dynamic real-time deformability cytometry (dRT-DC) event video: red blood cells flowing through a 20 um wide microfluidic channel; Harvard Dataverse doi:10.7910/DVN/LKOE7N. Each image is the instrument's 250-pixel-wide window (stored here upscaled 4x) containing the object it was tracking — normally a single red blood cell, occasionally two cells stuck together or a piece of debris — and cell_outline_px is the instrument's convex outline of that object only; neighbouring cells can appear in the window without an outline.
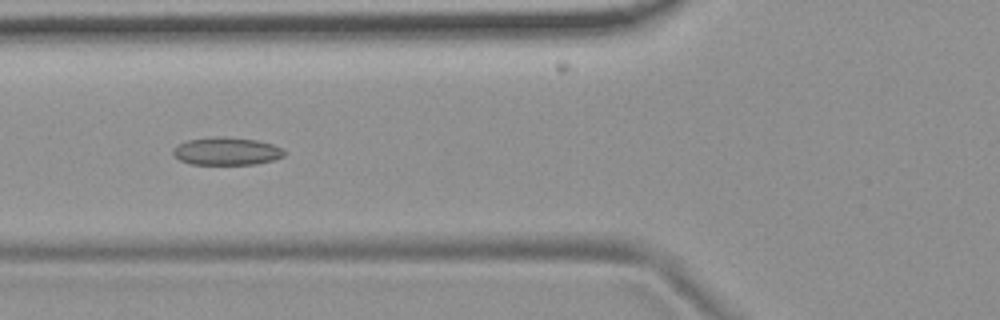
{"species": "common noctule bat (a hibernating species)", "species_latin": "Nyctalus noctula", "temperature_condition": "room temperature", "stored_images_in_passage": 44, "camera_frame_rate_fps": 3000, "um_per_image_px": 0.085, "animal": {"sex": "female", "body_mass_g": 19.9}, "frame": {"image": 1, "passage_image": 10, "time_ms": 3.0, "image_size_px": [1000, 320], "cell_outline_px": [[288, 152], [284, 156], [272, 160], [256, 164], [192, 164], [180, 160], [172, 156], [172, 152], [176, 144], [188, 140], [216, 136], [224, 136], [256, 140], [272, 144], [284, 148]], "centroid_in_image_um": [19.26, 12.84], "position_along_channel_um": 106.5, "area_um2": 18.21}}
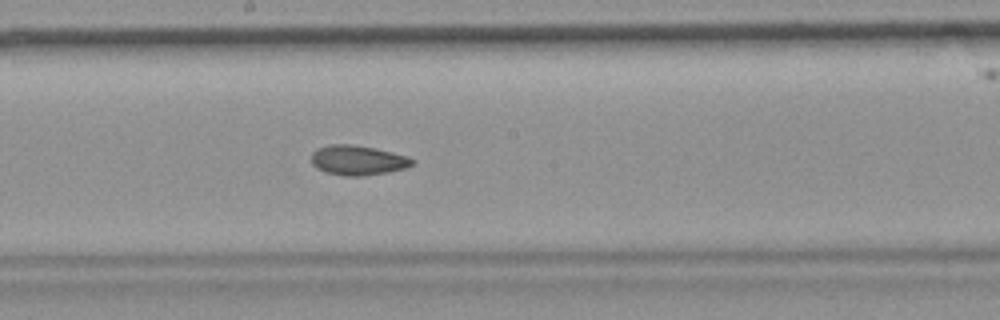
{"frame": {"image": 2, "passage_image": 19, "time_ms": 6.0, "image_size_px": [1000, 320], "cell_outline_px": [[416, 160], [412, 164], [404, 168], [388, 172], [364, 176], [344, 176], [324, 172], [316, 168], [312, 164], [312, 152], [316, 148], [328, 144], [348, 144], [376, 148], [392, 152]], "centroid_in_image_um": [30.36, 13.62], "position_along_channel_um": 217.8, "area_um2": 17.57}}
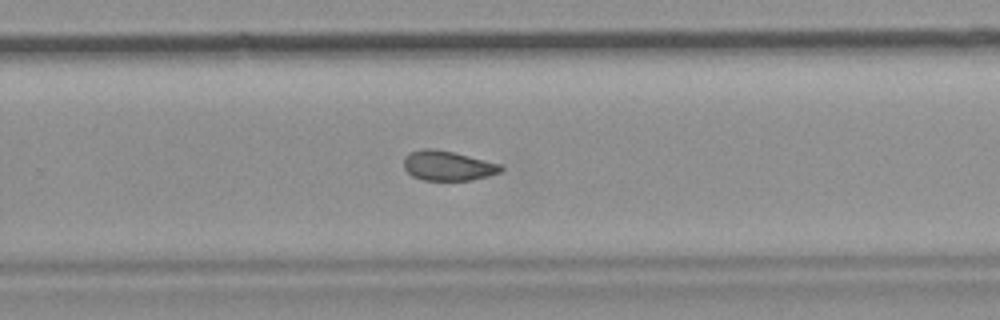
{"frame": {"image": 3, "passage_image": 25, "time_ms": 8.0, "image_size_px": [1000, 320], "cell_outline_px": [[504, 168], [500, 172], [488, 176], [472, 180], [424, 180], [412, 176], [404, 168], [404, 156], [408, 152], [420, 148], [432, 148], [452, 152], [500, 164]], "centroid_in_image_um": [38.02, 14.08], "position_along_channel_um": 291.8, "area_um2": 16.82}, "authors_computed_cell_mechanics": {"area_um2": 17.6001, "velocity_mm_per_s": 3.7157, "shape_relaxation_time_tau1_ms": null, "shape_relaxation_time_tau2_ms": 3.0979, "deformation_change_tau1": null, "deformation_change_tau2": 0.0774}}